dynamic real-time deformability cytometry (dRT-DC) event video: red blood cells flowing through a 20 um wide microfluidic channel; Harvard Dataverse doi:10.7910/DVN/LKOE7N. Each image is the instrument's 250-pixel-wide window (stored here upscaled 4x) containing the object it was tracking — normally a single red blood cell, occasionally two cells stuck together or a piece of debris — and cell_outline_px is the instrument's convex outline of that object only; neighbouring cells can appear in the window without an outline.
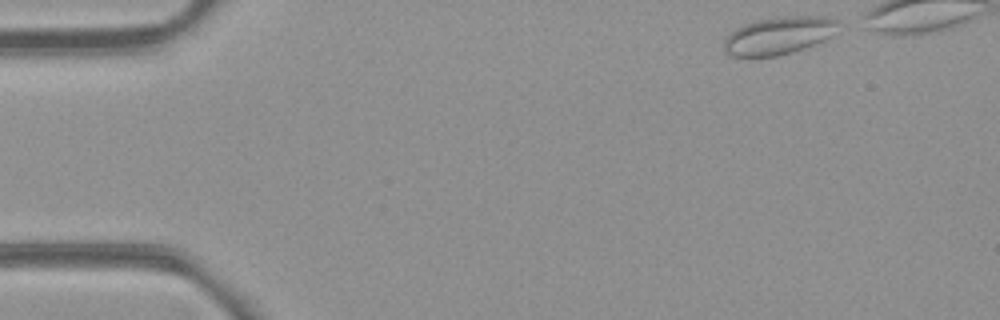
{"species": "common noctule bat (a hibernating species)", "species_latin": "Nyctalus noctula", "temperature_condition": "room temperature", "stored_images_in_passage": 9, "camera_frame_rate_fps": 3000, "um_per_image_px": 0.085, "animal": {"sex": "female", "body_mass_g": 21.9}, "frame": {"image": 1, "passage_image": 2, "time_ms": 0.333, "image_size_px": [1000, 320], "cell_outline_px": [[836, 20], [828, 36], [824, 40], [816, 44], [792, 52], [776, 56], [728, 56], [724, 52], [724, 40], [736, 28], [744, 24], [756, 20], [784, 16], [824, 16]], "centroid_in_image_um": [66.09, 3.03], "position_along_channel_um": 18.9, "area_um2": 24.51}}